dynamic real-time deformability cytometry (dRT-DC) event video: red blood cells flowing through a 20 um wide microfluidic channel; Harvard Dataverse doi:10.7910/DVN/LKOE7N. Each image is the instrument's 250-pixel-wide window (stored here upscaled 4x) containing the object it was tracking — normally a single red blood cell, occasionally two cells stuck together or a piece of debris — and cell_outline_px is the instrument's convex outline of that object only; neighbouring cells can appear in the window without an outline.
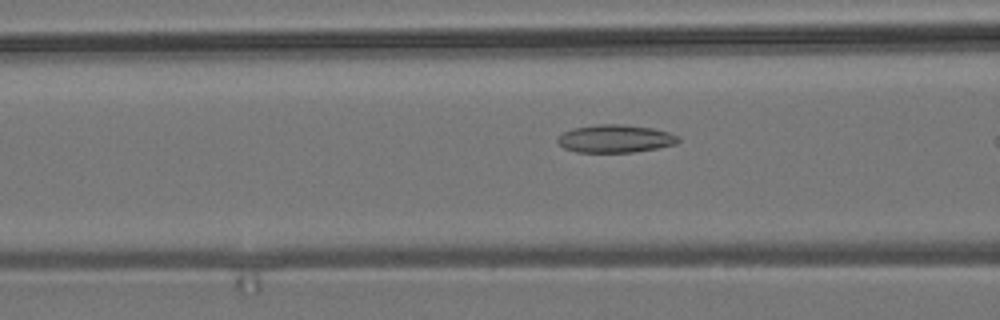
{"species": "common noctule bat (a hibernating species)", "species_latin": "Nyctalus noctula", "temperature_condition": "room temperature", "stored_images_in_passage": 7, "camera_frame_rate_fps": 3000, "um_per_image_px": 0.085, "animal": {"sex": "male", "body_mass_g": 19.2, "forearm_length_mm": 51.8}, "frame": {"image": 1, "passage_image": 6, "time_ms": 1.667, "image_size_px": [1000, 320], "cell_outline_px": [[680, 140], [676, 144], [660, 148], [632, 152], [576, 152], [564, 148], [556, 140], [564, 132], [572, 128], [600, 124], [620, 124], [652, 128], [668, 132], [680, 136]], "centroid_in_image_um": [52.33, 11.79], "position_along_channel_um": 114.3, "area_um2": 19.59}}